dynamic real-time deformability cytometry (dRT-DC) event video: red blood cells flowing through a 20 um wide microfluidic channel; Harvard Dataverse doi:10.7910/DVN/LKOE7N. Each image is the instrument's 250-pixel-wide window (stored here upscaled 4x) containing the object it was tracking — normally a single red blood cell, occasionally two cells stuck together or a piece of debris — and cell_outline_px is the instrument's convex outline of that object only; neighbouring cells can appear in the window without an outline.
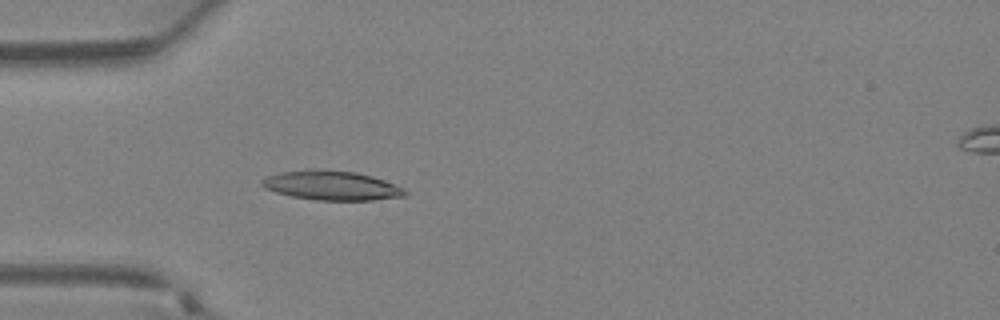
{"species": "Egyptian fruit bat (a non-hibernating species)", "species_latin": "Rousettus aegyptiacus", "temperature_condition": "warm", "stored_images_in_passage": 27, "camera_frame_rate_fps": 3000, "um_per_image_px": 0.085, "animal": {"sex": "female"}, "frame": {"image": 1, "passage_image": 2, "time_ms": 0.333, "image_size_px": [1000, 320], "cell_outline_px": [[408, 196], [372, 200], [316, 200], [292, 196], [276, 192], [264, 188], [260, 184], [260, 180], [268, 176], [280, 172], [308, 168], [316, 168], [356, 172], [372, 176], [396, 184], [404, 188], [408, 192]], "centroid_in_image_um": [28.19, 15.75], "position_along_channel_um": 56.8, "area_um2": 24.85}}
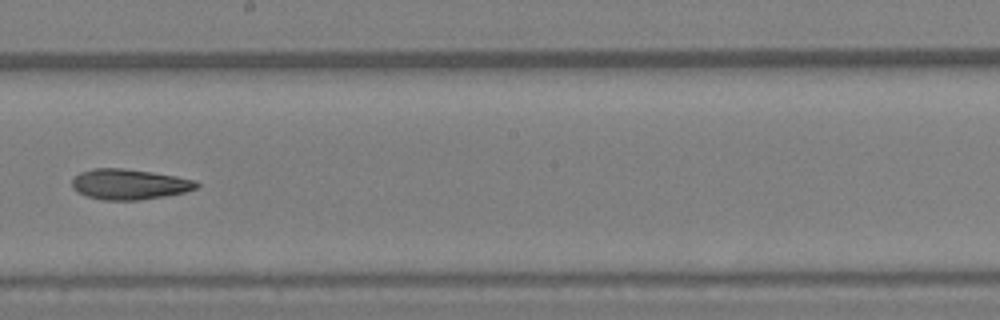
{"frame": {"image": 2, "passage_image": 12, "time_ms": 3.667, "image_size_px": [1000, 320], "cell_outline_px": [[200, 188], [184, 192], [164, 196], [136, 200], [104, 200], [88, 196], [76, 192], [72, 188], [72, 180], [80, 172], [92, 168], [124, 168], [152, 172], [176, 176], [196, 180], [200, 184]], "centroid_in_image_um": [11.0, 15.65], "position_along_channel_um": 237.2, "area_um2": 22.2}}
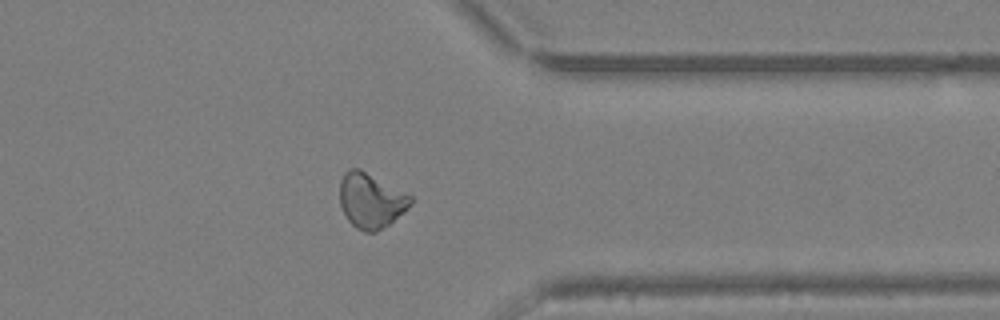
{"frame": {"image": 3, "passage_image": 20, "time_ms": 6.333, "image_size_px": [1000, 320], "cell_outline_px": [[412, 204], [408, 208], [388, 224], [376, 232], [364, 232], [356, 228], [348, 220], [340, 204], [340, 180], [344, 172], [348, 168], [360, 168], [412, 196]], "centroid_in_image_um": [31.51, 17.03], "position_along_channel_um": 379.9, "area_um2": 22.6}}